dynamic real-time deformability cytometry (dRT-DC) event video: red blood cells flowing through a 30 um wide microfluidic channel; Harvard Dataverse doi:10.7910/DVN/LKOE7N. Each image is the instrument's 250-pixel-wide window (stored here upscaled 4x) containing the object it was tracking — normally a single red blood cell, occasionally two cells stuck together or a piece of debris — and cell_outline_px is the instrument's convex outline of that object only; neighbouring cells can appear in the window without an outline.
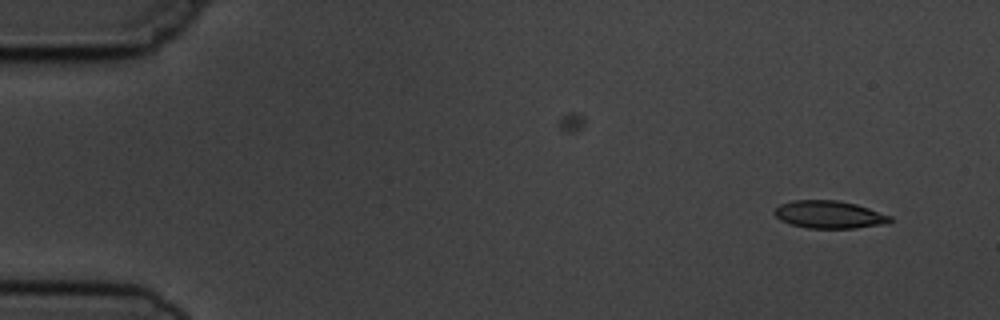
{"species": "common noctule bat (a hibernating species)", "species_latin": "Nyctalus noctula", "temperature_condition": "cold", "stored_images_in_passage": 2, "camera_frame_rate_fps": 3000, "um_per_image_px": 0.085, "animal": {"sex": "male", "body_mass_g": 19.5, "forearm_length_mm": 54.6}, "frame": {"image": 1, "passage_image": 2, "time_ms": 2.0, "image_size_px": [1000, 320], "cell_outline_px": [[892, 220], [888, 224], [856, 228], [808, 228], [792, 224], [780, 220], [772, 212], [780, 204], [792, 200], [836, 200], [856, 204], [892, 216]], "centroid_in_image_um": [70.5, 18.24], "position_along_channel_um": 14.5, "area_um2": 18.67}}